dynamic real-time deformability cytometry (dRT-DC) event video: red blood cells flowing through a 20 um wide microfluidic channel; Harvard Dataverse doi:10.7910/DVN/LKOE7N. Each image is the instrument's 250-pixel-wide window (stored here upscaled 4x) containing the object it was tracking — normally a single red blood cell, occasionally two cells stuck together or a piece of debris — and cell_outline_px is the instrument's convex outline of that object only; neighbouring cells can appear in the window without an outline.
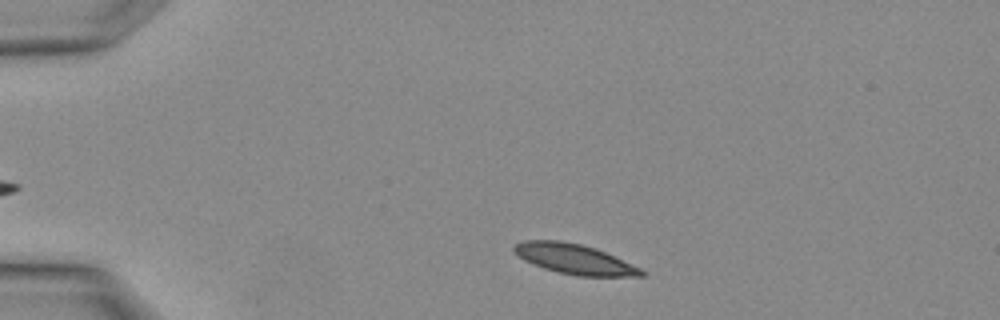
{"species": "Egyptian fruit bat (a non-hibernating species)", "species_latin": "Rousettus aegyptiacus", "temperature_condition": "warm", "stored_images_in_passage": 2, "camera_frame_rate_fps": 3000, "um_per_image_px": 0.085, "animal": {"sex": "female"}, "frame": {"image": 1, "passage_image": 1, "time_ms": 0.0, "image_size_px": [1000, 320], "cell_outline_px": [[644, 276], [580, 276], [560, 272], [544, 268], [524, 260], [512, 248], [516, 244], [524, 240], [560, 240], [580, 244], [596, 248], [640, 268], [644, 272]], "centroid_in_image_um": [48.82, 22.01], "position_along_channel_um": 36.2, "area_um2": 21.85}}
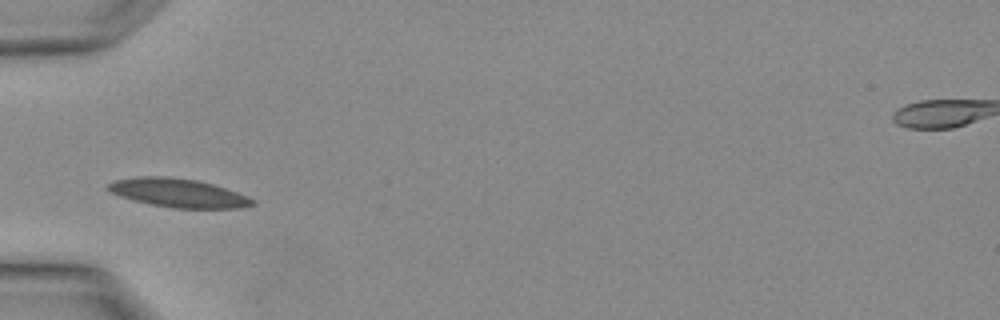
{"frame": {"image": 2, "passage_image": 2, "time_ms": 0.333, "image_size_px": [1000, 320], "cell_outline_px": [[256, 204], [240, 208], [172, 208], [152, 204], [120, 196], [112, 192], [108, 188], [108, 184], [112, 180], [140, 176], [168, 176], [196, 180], [212, 184], [248, 196], [256, 200]], "centroid_in_image_um": [15.18, 16.39], "position_along_channel_um": 69.8, "area_um2": 23.93}}